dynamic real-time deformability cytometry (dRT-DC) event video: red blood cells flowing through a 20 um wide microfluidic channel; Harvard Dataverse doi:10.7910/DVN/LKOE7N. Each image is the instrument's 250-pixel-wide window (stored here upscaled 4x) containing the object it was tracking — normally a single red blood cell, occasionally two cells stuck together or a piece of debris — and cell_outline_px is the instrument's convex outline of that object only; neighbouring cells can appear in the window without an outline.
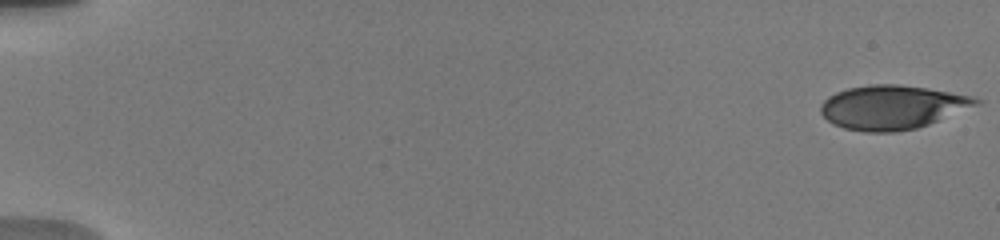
{"species": "human", "species_latin": "Homo sapiens", "temperature_condition": "warm", "stored_images_in_passage": 11, "camera_frame_rate_fps": 3000, "um_per_image_px": 0.085, "donor": {"sex": "male"}, "frame": {"image": 1, "passage_image": 1, "time_ms": 0.0, "image_size_px": [1000, 240], "cell_outline_px": [[984, 100], [980, 104], [928, 124], [916, 128], [896, 132], [864, 132], [844, 128], [832, 124], [820, 112], [820, 104], [828, 96], [836, 92], [848, 88], [872, 84], [896, 84], [928, 88], [976, 96]], "centroid_in_image_um": [75.85, 9.11], "position_along_channel_um": 9.1, "area_um2": 40.0}}